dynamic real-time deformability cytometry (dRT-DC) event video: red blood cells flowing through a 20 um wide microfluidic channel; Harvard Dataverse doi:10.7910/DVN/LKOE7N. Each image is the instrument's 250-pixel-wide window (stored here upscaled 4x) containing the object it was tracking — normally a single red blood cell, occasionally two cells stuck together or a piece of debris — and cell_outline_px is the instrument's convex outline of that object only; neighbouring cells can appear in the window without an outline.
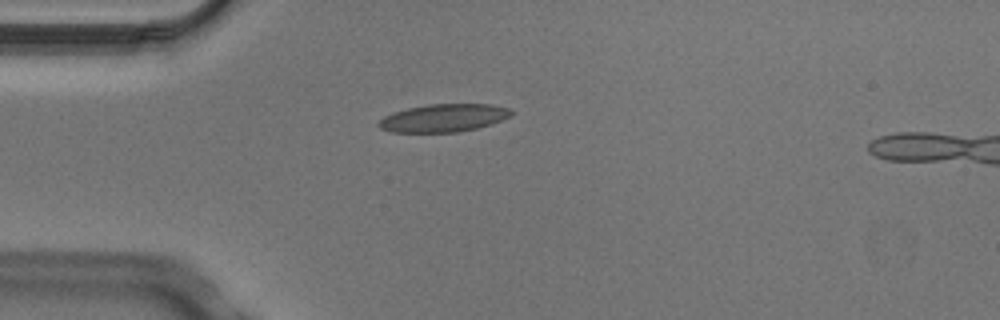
{"species": "Egyptian fruit bat (a non-hibernating species)", "species_latin": "Rousettus aegyptiacus", "temperature_condition": "cold", "stored_images_in_passage": 4, "camera_frame_rate_fps": 3000, "um_per_image_px": 0.085, "animal": {"sex": "male"}, "frame": {"image": 1, "passage_image": 3, "time_ms": 0.667, "image_size_px": [1000, 320], "cell_outline_px": [[512, 116], [476, 128], [460, 132], [392, 132], [380, 128], [376, 124], [384, 116], [392, 112], [408, 108], [428, 104], [492, 104], [512, 108]], "centroid_in_image_um": [37.7, 10.02], "position_along_channel_um": 47.3, "area_um2": 21.56}}